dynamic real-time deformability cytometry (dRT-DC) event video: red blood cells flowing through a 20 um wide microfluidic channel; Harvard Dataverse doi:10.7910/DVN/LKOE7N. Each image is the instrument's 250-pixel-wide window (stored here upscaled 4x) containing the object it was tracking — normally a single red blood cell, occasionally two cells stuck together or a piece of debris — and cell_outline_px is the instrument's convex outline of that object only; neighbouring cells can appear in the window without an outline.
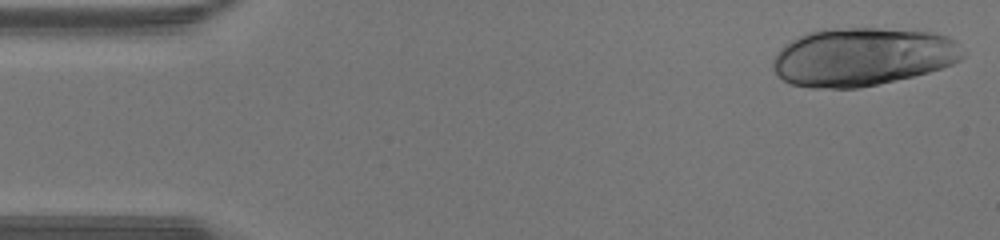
{"species": "human", "species_latin": "Homo sapiens", "temperature_condition": "warm", "stored_images_in_passage": 18, "camera_frame_rate_fps": 3000, "um_per_image_px": 0.085, "donor": {"sex": "male"}, "frame": {"image": 1, "passage_image": 1, "time_ms": 0.0, "image_size_px": [1000, 240], "cell_outline_px": [[964, 56], [960, 60], [952, 64], [928, 72], [912, 76], [876, 84], [856, 88], [812, 88], [792, 84], [784, 80], [772, 68], [772, 60], [776, 52], [784, 44], [808, 32], [824, 28], [876, 28], [932, 32], [948, 36], [956, 40]], "centroid_in_image_um": [73.28, 4.81], "position_along_channel_um": 11.7, "area_um2": 64.39}}
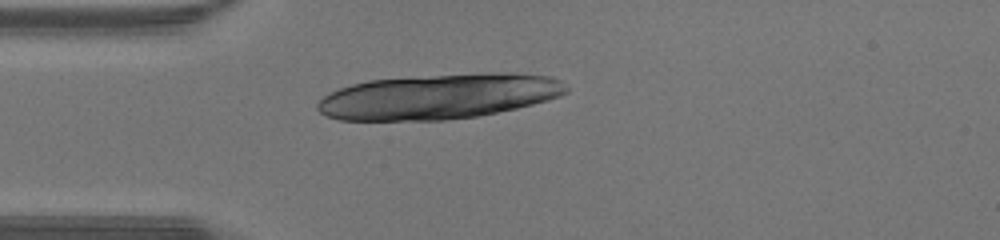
{"frame": {"image": 2, "passage_image": 11, "time_ms": 3.333, "image_size_px": [1000, 240], "cell_outline_px": [[568, 92], [560, 96], [548, 100], [516, 108], [476, 116], [444, 120], [340, 120], [328, 116], [320, 112], [316, 108], [316, 104], [324, 96], [340, 88], [352, 84], [368, 80], [488, 72], [512, 72], [552, 76], [560, 80], [568, 88]], "centroid_in_image_um": [37.34, 8.19], "position_along_channel_um": 47.7, "area_um2": 65.31}}